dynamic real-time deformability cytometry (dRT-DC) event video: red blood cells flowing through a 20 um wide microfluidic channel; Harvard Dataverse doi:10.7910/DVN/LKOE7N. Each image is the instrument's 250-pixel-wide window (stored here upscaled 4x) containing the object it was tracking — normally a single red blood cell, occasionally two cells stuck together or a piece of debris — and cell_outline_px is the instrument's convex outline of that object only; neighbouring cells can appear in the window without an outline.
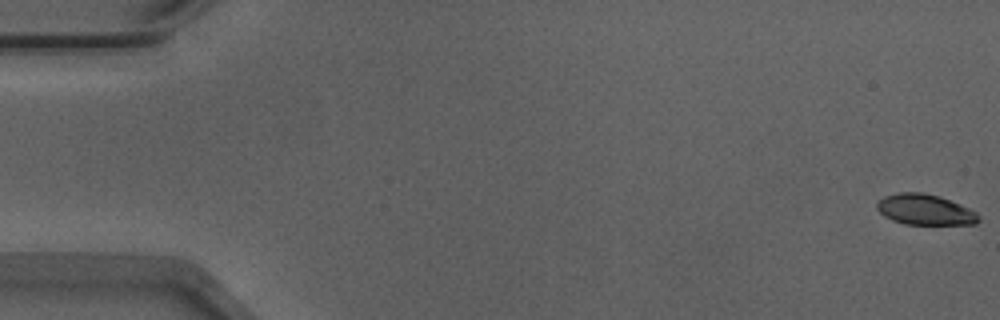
{"species": "Egyptian fruit bat (a non-hibernating species)", "species_latin": "Rousettus aegyptiacus", "temperature_condition": "warm", "stored_images_in_passage": 53, "camera_frame_rate_fps": 3000, "um_per_image_px": 0.085, "animal": {"sex": "male"}, "frame": {"image": 1, "passage_image": 1, "time_ms": 0.0, "image_size_px": [1000, 320], "cell_outline_px": [[980, 220], [976, 224], [904, 224], [892, 220], [884, 216], [876, 208], [876, 204], [884, 196], [900, 192], [920, 192], [940, 196], [960, 204], [976, 212], [980, 216]], "centroid_in_image_um": [78.63, 17.82], "position_along_channel_um": 6.4, "area_um2": 18.15}}
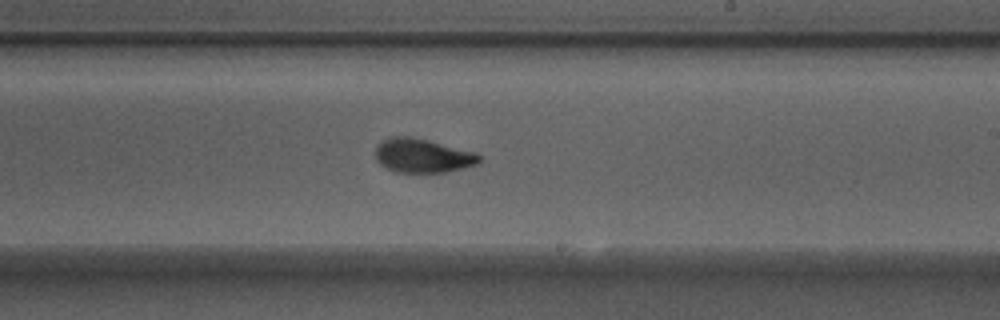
{"frame": {"image": 2, "passage_image": 32, "time_ms": 10.333, "image_size_px": [1000, 320], "cell_outline_px": [[480, 160], [476, 164], [444, 172], [396, 172], [380, 164], [376, 160], [376, 148], [384, 140], [392, 136], [408, 136], [476, 152], [480, 156]], "centroid_in_image_um": [35.9, 13.23], "position_along_channel_um": 253.1, "area_um2": 20.06}}
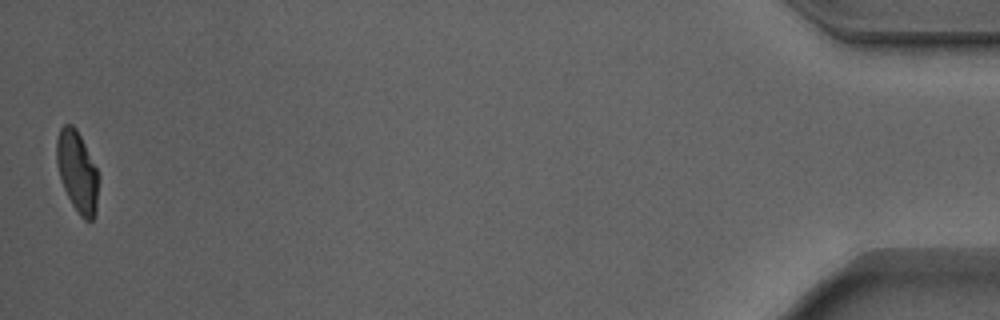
{"frame": {"image": 3, "passage_image": 53, "time_ms": 17.333, "image_size_px": [1000, 320], "cell_outline_px": [[100, 176], [96, 212], [92, 220], [84, 220], [80, 216], [72, 204], [60, 180], [56, 160], [56, 140], [60, 128], [64, 124], [72, 124], [76, 128]], "centroid_in_image_um": [6.57, 14.6], "position_along_channel_um": 428.6, "area_um2": 19.88}, "authors_computed_cell_mechanics": {"area_um2": 20.23, "velocity_mm_per_s": 3.902, "shape_relaxation_time_tau1_ms": 3.4663, "shape_relaxation_time_tau2_ms": 0.7115, "deformation_change_tau1": 0.1589, "deformation_change_tau2": 0.06}}